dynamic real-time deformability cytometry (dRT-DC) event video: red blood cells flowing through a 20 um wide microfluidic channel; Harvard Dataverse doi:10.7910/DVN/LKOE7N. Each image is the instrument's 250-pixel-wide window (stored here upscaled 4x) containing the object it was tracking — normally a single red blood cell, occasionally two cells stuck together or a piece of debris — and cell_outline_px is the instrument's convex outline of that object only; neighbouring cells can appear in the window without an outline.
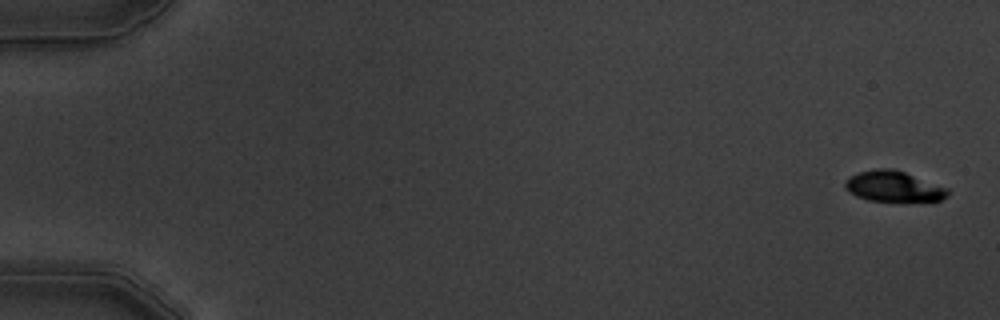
{"species": "common noctule bat (a hibernating species)", "species_latin": "Nyctalus noctula", "temperature_condition": "warm", "stored_images_in_passage": 5, "camera_frame_rate_fps": 3000, "um_per_image_px": 0.085, "animal": {"sex": "male", "body_mass_g": 19.5, "forearm_length_mm": 54.6}, "frame": {"image": 1, "passage_image": 1, "time_ms": 0.0, "image_size_px": [1000, 320], "cell_outline_px": [[948, 196], [940, 200], [868, 200], [856, 196], [844, 188], [844, 180], [860, 172], [876, 168], [892, 168], [904, 172], [948, 188]], "centroid_in_image_um": [75.92, 15.83], "position_along_channel_um": 9.1, "area_um2": 17.92}}
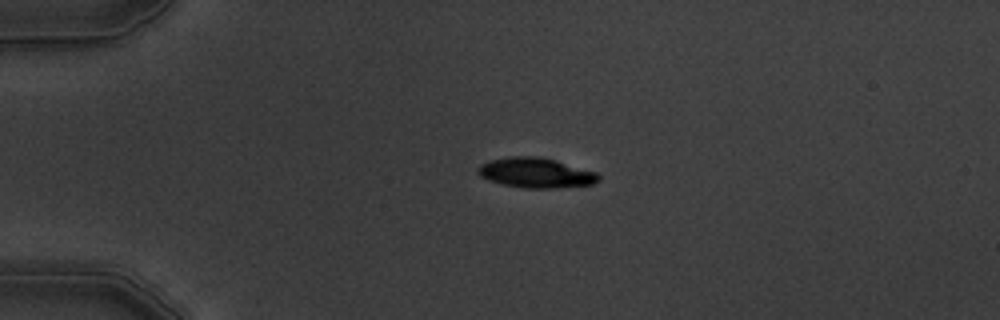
{"frame": {"image": 2, "passage_image": 4, "time_ms": 4.0, "image_size_px": [1000, 320], "cell_outline_px": [[600, 180], [592, 184], [552, 188], [524, 188], [504, 184], [488, 180], [480, 176], [476, 172], [476, 168], [480, 164], [488, 160], [508, 156], [540, 156], [556, 160], [596, 172], [600, 176]], "centroid_in_image_um": [45.5, 14.67], "position_along_channel_um": 39.5, "area_um2": 21.21}}